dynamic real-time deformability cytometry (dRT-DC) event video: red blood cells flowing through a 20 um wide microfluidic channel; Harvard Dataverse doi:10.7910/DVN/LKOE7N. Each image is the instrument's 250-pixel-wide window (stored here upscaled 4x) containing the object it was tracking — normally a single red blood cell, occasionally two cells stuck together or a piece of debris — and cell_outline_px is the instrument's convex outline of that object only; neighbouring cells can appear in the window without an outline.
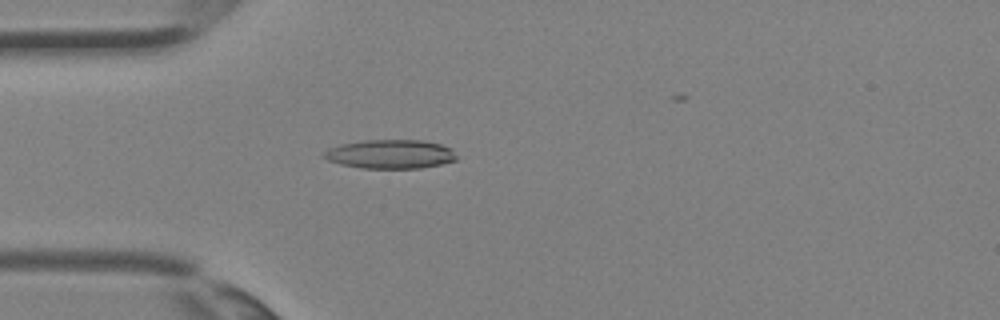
{"species": "Egyptian fruit bat (a non-hibernating species)", "species_latin": "Rousettus aegyptiacus", "temperature_condition": "room temperature", "stored_images_in_passage": 4, "camera_frame_rate_fps": 3000, "um_per_image_px": 0.085, "animal": {"sex": "female"}, "frame": {"image": 1, "passage_image": 4, "time_ms": 1.0, "image_size_px": [1000, 320], "cell_outline_px": [[456, 160], [440, 164], [420, 168], [360, 168], [340, 164], [328, 160], [320, 156], [328, 148], [340, 144], [364, 140], [424, 140], [440, 144], [452, 148], [456, 156]], "centroid_in_image_um": [33.15, 13.09], "position_along_channel_um": 51.9, "area_um2": 22.48}}